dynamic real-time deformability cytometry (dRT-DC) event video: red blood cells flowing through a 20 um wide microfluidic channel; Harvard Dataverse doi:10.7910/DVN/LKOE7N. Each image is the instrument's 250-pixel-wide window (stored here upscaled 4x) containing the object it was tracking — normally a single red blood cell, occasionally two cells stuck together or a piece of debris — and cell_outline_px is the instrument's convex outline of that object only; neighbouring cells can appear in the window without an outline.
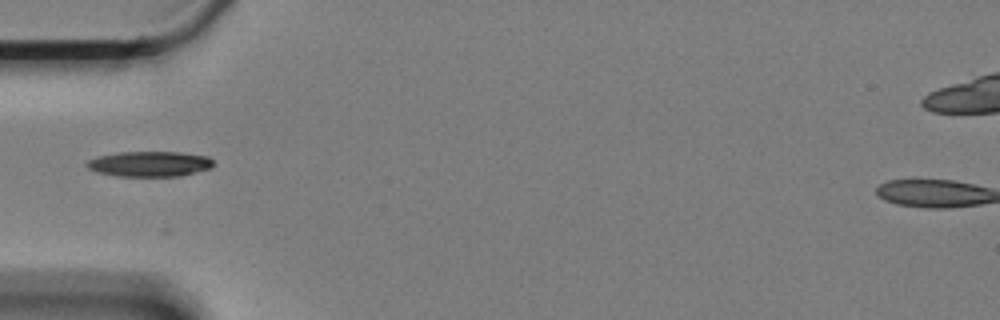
{"species": "Egyptian fruit bat (a non-hibernating species)", "species_latin": "Rousettus aegyptiacus", "temperature_condition": "cold", "stored_images_in_passage": 8, "camera_frame_rate_fps": 3000, "um_per_image_px": 0.085, "animal": {"sex": "female"}, "frame": {"image": 1, "passage_image": 1, "time_ms": 0.0, "image_size_px": [1000, 320], "cell_outline_px": [[216, 164], [212, 168], [180, 176], [116, 176], [100, 172], [88, 168], [84, 164], [88, 160], [96, 156], [120, 152], [180, 152], [208, 156]], "centroid_in_image_um": [12.74, 13.93], "position_along_channel_um": 72.3, "area_um2": 18.79}}
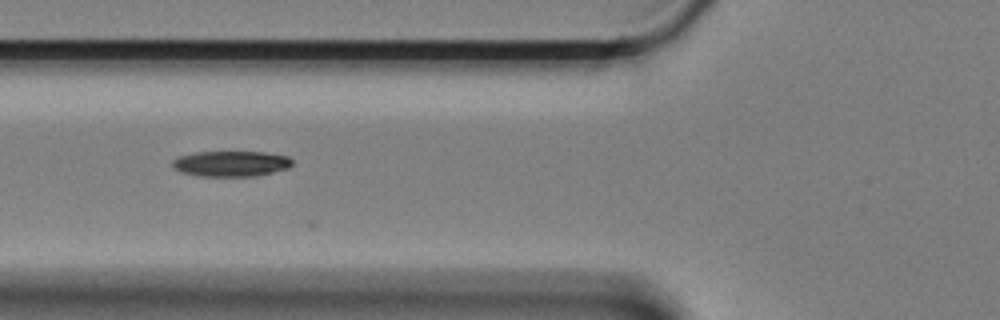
{"frame": {"image": 2, "passage_image": 4, "time_ms": 1.0, "image_size_px": [1000, 320], "cell_outline_px": [[292, 164], [288, 168], [256, 176], [196, 176], [180, 172], [172, 168], [172, 160], [180, 156], [196, 152], [264, 152], [288, 156], [292, 160]], "centroid_in_image_um": [19.6, 13.91], "position_along_channel_um": 106.2, "area_um2": 17.92}}
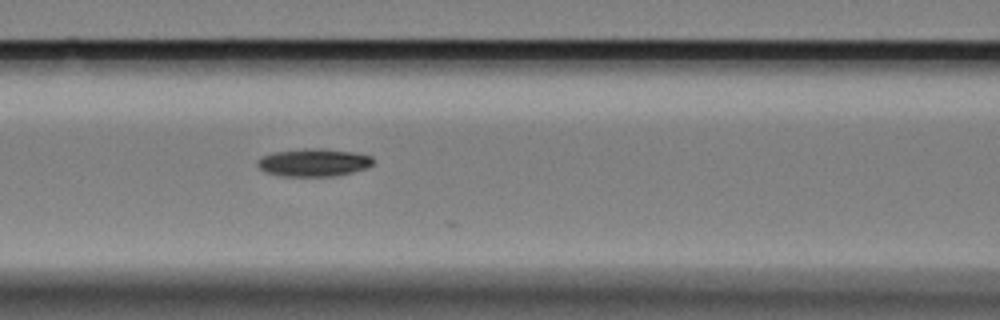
{"frame": {"image": 3, "passage_image": 7, "time_ms": 2.0, "image_size_px": [1000, 320], "cell_outline_px": [[372, 164], [368, 168], [352, 172], [332, 176], [280, 176], [264, 172], [256, 164], [256, 160], [260, 156], [276, 152], [304, 148], [320, 148], [352, 152], [372, 156]], "centroid_in_image_um": [26.61, 13.81], "position_along_channel_um": 140.0, "area_um2": 18.79}}